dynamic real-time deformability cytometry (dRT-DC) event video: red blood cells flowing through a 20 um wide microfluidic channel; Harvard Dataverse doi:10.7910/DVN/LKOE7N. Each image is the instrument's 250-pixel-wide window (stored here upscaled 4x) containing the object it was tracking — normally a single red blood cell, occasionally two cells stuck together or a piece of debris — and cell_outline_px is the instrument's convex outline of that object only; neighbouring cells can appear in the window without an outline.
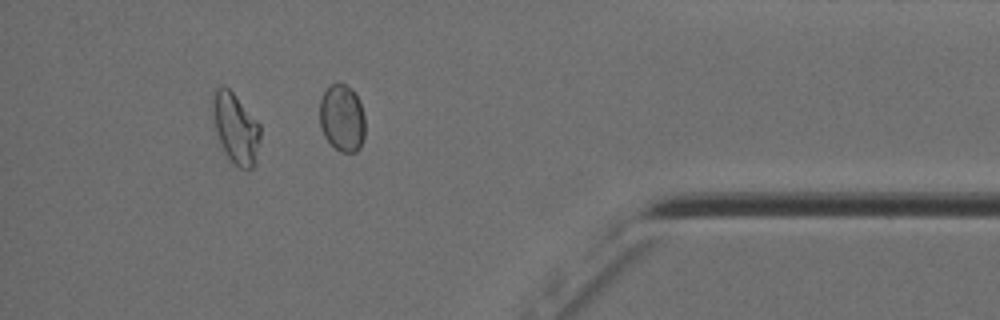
{"species": "Egyptian fruit bat (a non-hibernating species)", "species_latin": "Rousettus aegyptiacus", "temperature_condition": "cold", "stored_images_in_passage": 32, "camera_frame_rate_fps": 3000, "um_per_image_px": 0.085, "animal": {"sex": "female"}, "frame": {"image": 1, "passage_image": 32, "time_ms": 10.333, "image_size_px": [1000, 320], "cell_outline_px": [[364, 136], [360, 148], [356, 152], [340, 152], [324, 136], [320, 124], [320, 100], [324, 92], [332, 84], [344, 84], [352, 88], [360, 104], [364, 116]], "centroid_in_image_um": [29.08, 10.05], "position_along_channel_um": 406.1, "area_um2": 17.57}, "authors_computed_cell_mechanics": {"area_um2": 18.5249, "velocity_mm_per_s": 3.5503, "shape_relaxation_time_tau1_ms": null, "shape_relaxation_time_tau2_ms": 4.7546, "deformation_change_tau1": null, "deformation_change_tau2": 0.1154}}